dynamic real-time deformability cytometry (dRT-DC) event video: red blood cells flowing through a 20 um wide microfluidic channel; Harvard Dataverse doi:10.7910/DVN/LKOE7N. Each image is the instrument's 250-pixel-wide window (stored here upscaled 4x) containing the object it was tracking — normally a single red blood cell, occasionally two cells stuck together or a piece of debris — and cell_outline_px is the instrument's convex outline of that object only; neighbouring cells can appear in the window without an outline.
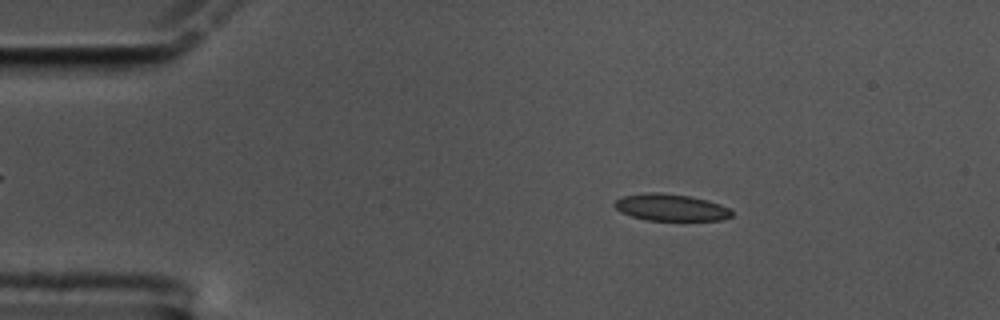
{"species": "common noctule bat (a hibernating species)", "species_latin": "Nyctalus noctula", "temperature_condition": "cold", "stored_images_in_passage": 57, "camera_frame_rate_fps": 3000, "um_per_image_px": 0.085, "animal": {"sex": "male", "body_mass_g": 17.5, "forearm_length_mm": 52.3}, "frame": {"image": 1, "passage_image": 9, "time_ms": 2.667, "image_size_px": [1000, 320], "cell_outline_px": [[732, 216], [720, 220], [648, 220], [632, 216], [620, 212], [612, 204], [616, 200], [624, 196], [648, 192], [660, 192], [692, 196], [708, 200], [720, 204], [728, 208], [732, 212]], "centroid_in_image_um": [57.01, 17.62], "position_along_channel_um": 28.0, "area_um2": 18.32}}
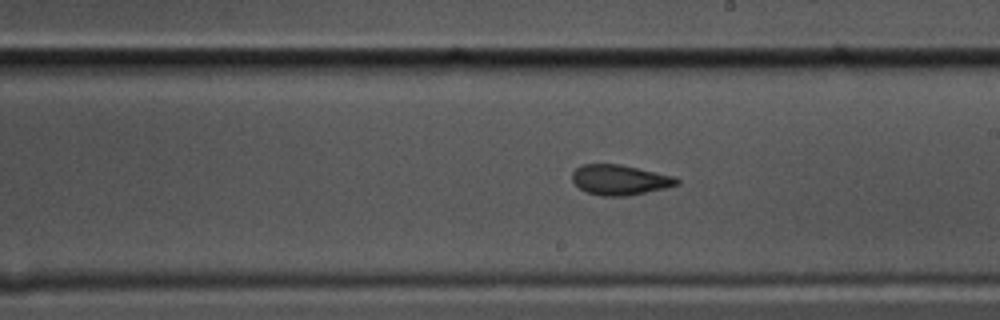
{"frame": {"image": 2, "passage_image": 32, "time_ms": 10.333, "image_size_px": [1000, 320], "cell_outline_px": [[680, 184], [664, 188], [628, 196], [600, 196], [588, 192], [580, 188], [572, 180], [572, 172], [580, 164], [620, 164], [676, 176], [680, 180]], "centroid_in_image_um": [52.7, 15.28], "position_along_channel_um": 236.3, "area_um2": 18.5}}
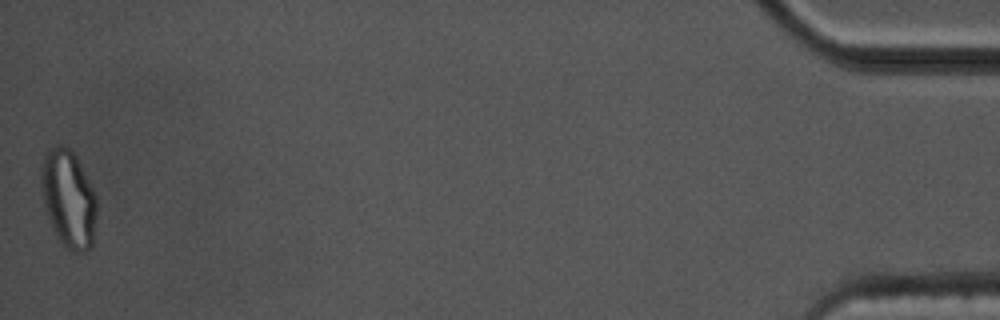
{"frame": {"image": 3, "passage_image": 57, "time_ms": 18.667, "image_size_px": [1000, 320], "cell_outline_px": [[96, 216], [92, 244], [84, 252], [72, 252], [56, 236], [48, 220], [44, 204], [40, 184], [40, 164], [44, 152], [48, 148], [56, 144], [60, 144], [68, 148], [76, 156], [96, 196]], "centroid_in_image_um": [5.78, 16.85], "position_along_channel_um": 429.4, "area_um2": 31.79}, "authors_computed_cell_mechanics": {"area_um2": 18.9006, "velocity_mm_per_s": 3.4551, "shape_relaxation_time_tau1_ms": 7.081, "shape_relaxation_time_tau2_ms": 1.8496, "deformation_change_tau1": 0.1752, "deformation_change_tau2": 0.0877}}